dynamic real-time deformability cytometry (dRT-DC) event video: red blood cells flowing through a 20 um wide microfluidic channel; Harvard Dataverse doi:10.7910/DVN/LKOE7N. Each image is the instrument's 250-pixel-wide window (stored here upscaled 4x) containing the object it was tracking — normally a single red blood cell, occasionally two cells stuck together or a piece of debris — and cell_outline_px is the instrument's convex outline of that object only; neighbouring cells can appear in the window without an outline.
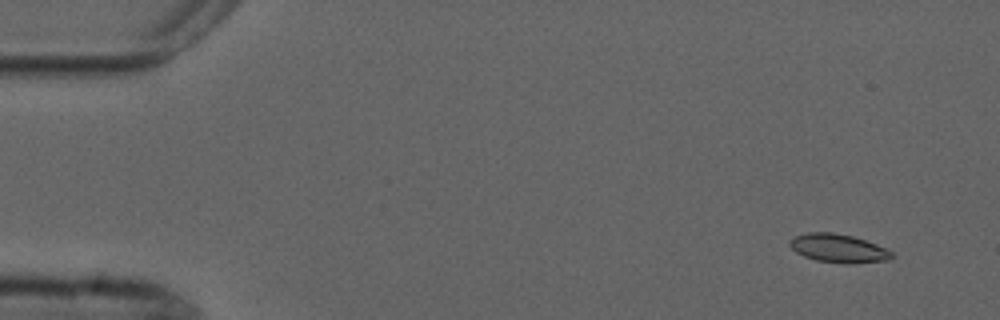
{"species": "common noctule bat (a hibernating species)", "species_latin": "Nyctalus noctula", "temperature_condition": "cold", "stored_images_in_passage": 9, "camera_frame_rate_fps": 3000, "um_per_image_px": 0.085, "animal": {"sex": "male", "forearm_length_mm": 52.5}, "frame": {"image": 1, "passage_image": 1, "time_ms": 0.0, "image_size_px": [1000, 320], "cell_outline_px": [[892, 256], [888, 260], [848, 264], [844, 264], [816, 260], [804, 256], [796, 252], [788, 244], [788, 240], [796, 236], [808, 232], [832, 232], [852, 236], [876, 244], [892, 252]], "centroid_in_image_um": [71.22, 21.11], "position_along_channel_um": 13.8, "area_um2": 16.82}}
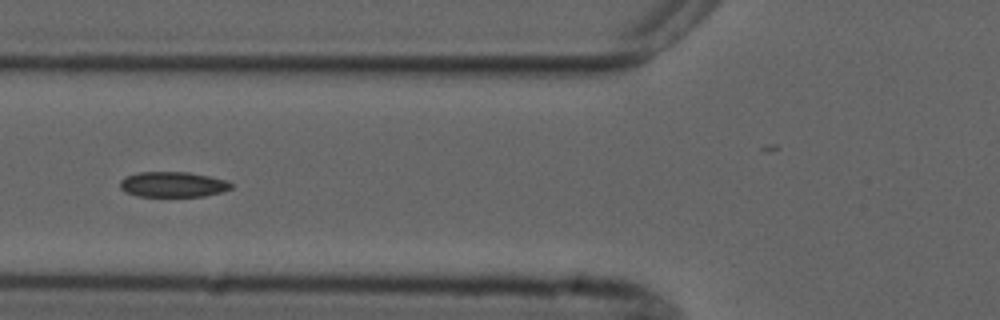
{"frame": {"image": 2, "passage_image": 6, "time_ms": 5.667, "image_size_px": [1000, 320], "cell_outline_px": [[232, 188], [220, 192], [204, 196], [140, 196], [124, 192], [120, 188], [120, 180], [124, 176], [140, 172], [188, 172], [228, 180], [232, 184]], "centroid_in_image_um": [14.67, 15.67], "position_along_channel_um": 111.1, "area_um2": 16.42}}
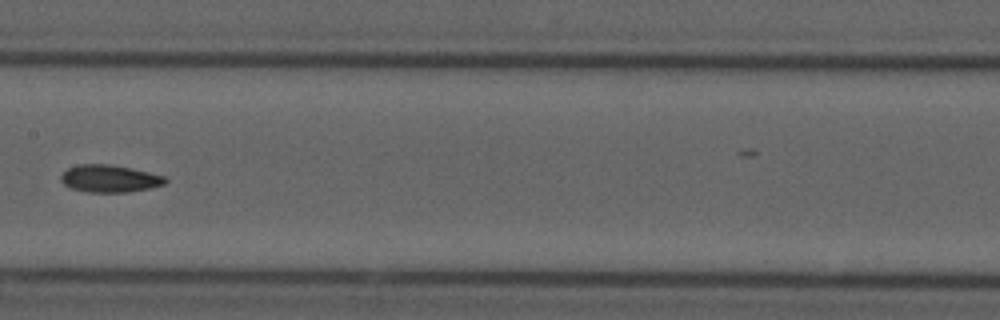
{"frame": {"image": 3, "passage_image": 8, "time_ms": 8.0, "image_size_px": [1000, 320], "cell_outline_px": [[168, 180], [164, 184], [148, 188], [128, 192], [88, 192], [72, 188], [64, 184], [60, 180], [60, 176], [68, 168], [80, 164], [108, 164], [132, 168], [164, 176]], "centroid_in_image_um": [9.3, 15.17], "position_along_channel_um": 198.1, "area_um2": 16.47}}